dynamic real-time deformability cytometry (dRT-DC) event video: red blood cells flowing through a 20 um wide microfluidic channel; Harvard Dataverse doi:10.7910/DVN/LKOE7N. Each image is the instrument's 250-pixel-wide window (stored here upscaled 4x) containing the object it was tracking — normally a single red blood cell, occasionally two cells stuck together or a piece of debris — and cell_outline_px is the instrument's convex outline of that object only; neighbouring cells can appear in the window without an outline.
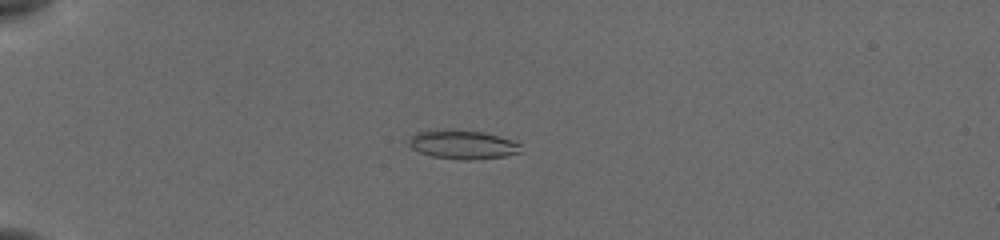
{"species": "common noctule bat (a hibernating species)", "species_latin": "Nyctalus noctula", "temperature_condition": "cold", "stored_images_in_passage": 42, "camera_frame_rate_fps": 3000, "um_per_image_px": 0.085, "animal": {"sex": "female", "body_mass_g": 19.5, "forearm_length_mm": 54.1}, "frame": {"image": 1, "passage_image": 3, "time_ms": 0.667, "image_size_px": [1000, 240], "cell_outline_px": [[524, 152], [504, 156], [472, 160], [460, 160], [432, 156], [420, 152], [412, 148], [408, 144], [408, 140], [416, 132], [428, 128], [456, 128], [484, 132], [512, 140], [520, 144]], "centroid_in_image_um": [39.3, 12.25], "position_along_channel_um": 45.7, "area_um2": 19.54}}
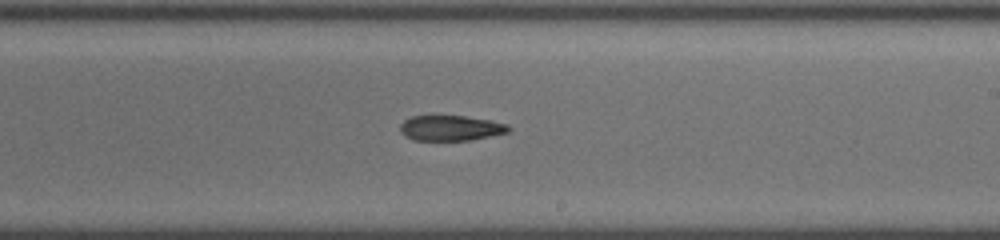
{"frame": {"image": 2, "passage_image": 22, "time_ms": 7.0, "image_size_px": [1000, 240], "cell_outline_px": [[512, 128], [508, 132], [492, 136], [472, 140], [412, 140], [404, 136], [400, 132], [400, 124], [404, 120], [412, 116], [464, 116], [492, 120], [508, 124]], "centroid_in_image_um": [38.33, 10.89], "position_along_channel_um": 250.7, "area_um2": 16.18}}
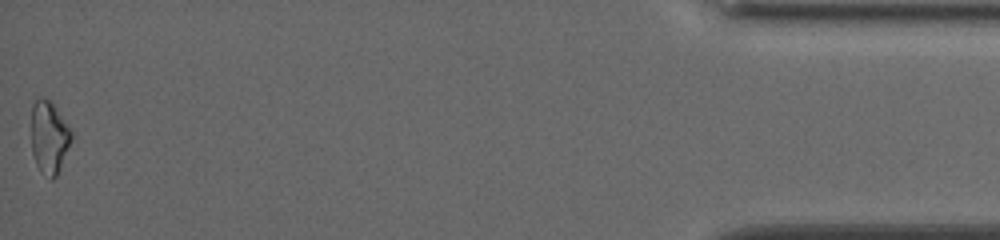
{"frame": {"image": 3, "passage_image": 42, "time_ms": 13.667, "image_size_px": [1000, 240], "cell_outline_px": [[72, 136], [60, 168], [56, 176], [52, 180], [40, 172], [36, 164], [32, 152], [32, 104], [40, 96], [52, 100], [72, 132]], "centroid_in_image_um": [4.16, 11.64], "position_along_channel_um": 431.0, "area_um2": 16.94}}